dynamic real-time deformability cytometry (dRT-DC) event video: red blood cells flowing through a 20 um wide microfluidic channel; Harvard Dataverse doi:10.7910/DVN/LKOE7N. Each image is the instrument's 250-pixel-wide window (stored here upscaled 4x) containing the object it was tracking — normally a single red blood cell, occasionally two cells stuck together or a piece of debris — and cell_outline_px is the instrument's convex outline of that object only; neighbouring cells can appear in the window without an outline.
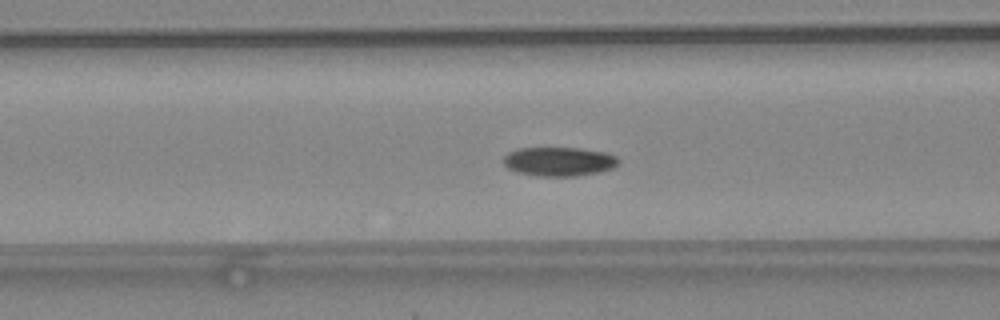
{"species": "common noctule bat (a hibernating species)", "species_latin": "Nyctalus noctula", "temperature_condition": "warm", "stored_images_in_passage": 43, "camera_frame_rate_fps": 3000, "um_per_image_px": 0.085, "animal": {"sex": "female", "body_mass_g": 24.6, "forearm_length_mm": 56.2}, "frame": {"image": 1, "passage_image": 13, "time_ms": 4.0, "image_size_px": [1000, 320], "cell_outline_px": [[620, 164], [616, 168], [576, 176], [536, 176], [516, 172], [508, 168], [504, 164], [504, 156], [508, 152], [516, 148], [580, 148], [608, 152], [616, 156], [620, 160]], "centroid_in_image_um": [47.55, 13.72], "position_along_channel_um": 119.0, "area_um2": 19.77}}
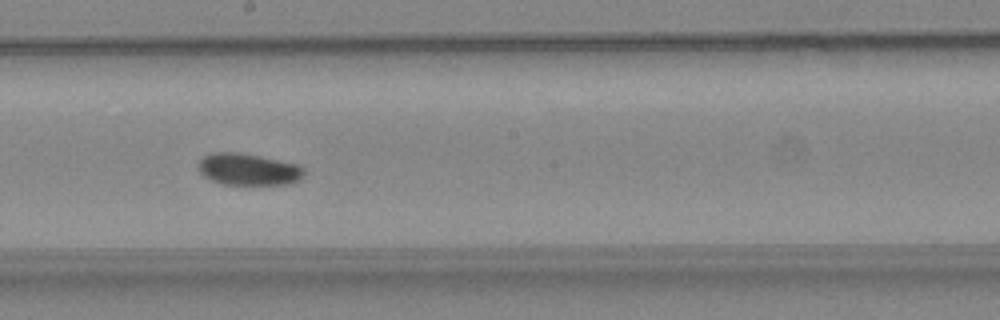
{"frame": {"image": 2, "passage_image": 21, "time_ms": 6.667, "image_size_px": [1000, 320], "cell_outline_px": [[304, 176], [300, 180], [288, 184], [224, 184], [212, 180], [204, 176], [196, 168], [196, 164], [204, 156], [212, 152], [240, 152], [300, 164], [304, 168]], "centroid_in_image_um": [21.11, 14.38], "position_along_channel_um": 227.1, "area_um2": 19.83}}
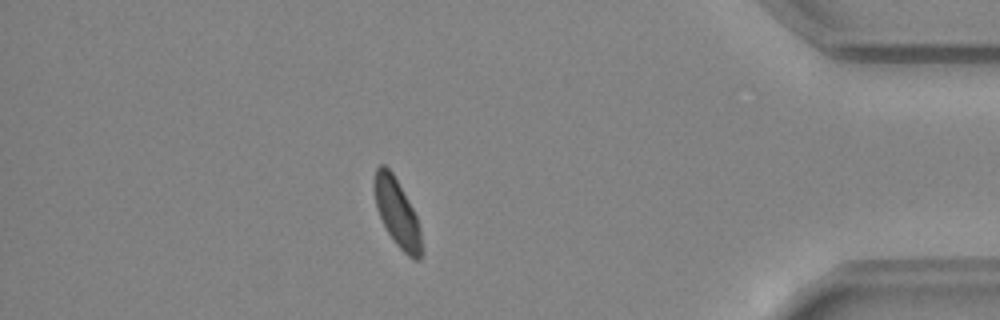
{"frame": {"image": 3, "passage_image": 37, "time_ms": 12.0, "image_size_px": [1000, 320], "cell_outline_px": [[420, 260], [412, 260], [392, 240], [376, 208], [372, 188], [372, 184], [376, 168], [380, 164], [384, 164], [392, 172], [412, 208], [416, 216], [420, 228]], "centroid_in_image_um": [33.7, 18.05], "position_along_channel_um": 401.5, "area_um2": 18.44}, "authors_computed_cell_mechanics": {"area_um2": 19.2474, "velocity_mm_per_s": 4.0542, "shape_relaxation_time_tau1_ms": 3.0781, "shape_relaxation_time_tau2_ms": null, "deformation_change_tau1": 0.0811, "deformation_change_tau2": null}}